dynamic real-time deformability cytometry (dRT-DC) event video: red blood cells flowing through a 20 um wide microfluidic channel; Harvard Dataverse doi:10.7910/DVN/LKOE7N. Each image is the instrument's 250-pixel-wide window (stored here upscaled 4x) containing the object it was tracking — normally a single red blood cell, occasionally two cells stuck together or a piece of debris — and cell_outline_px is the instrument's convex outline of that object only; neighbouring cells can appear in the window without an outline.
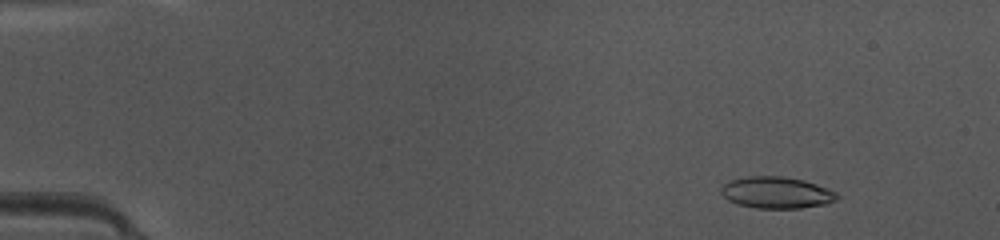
{"species": "common noctule bat (a hibernating species)", "species_latin": "Nyctalus noctula", "temperature_condition": "warm", "stored_images_in_passage": 48, "camera_frame_rate_fps": 3000, "um_per_image_px": 0.085, "animal": {"sex": "female", "body_mass_g": 10.0, "forearm_length_mm": 53.1}, "frame": {"image": 1, "passage_image": 6, "time_ms": 1.667, "image_size_px": [1000, 240], "cell_outline_px": [[840, 196], [836, 200], [824, 204], [800, 208], [756, 208], [736, 204], [728, 200], [720, 192], [720, 188], [728, 180], [748, 176], [780, 176], [804, 180], [828, 188], [836, 192]], "centroid_in_image_um": [65.98, 16.36], "position_along_channel_um": 19.0, "area_um2": 21.44}}
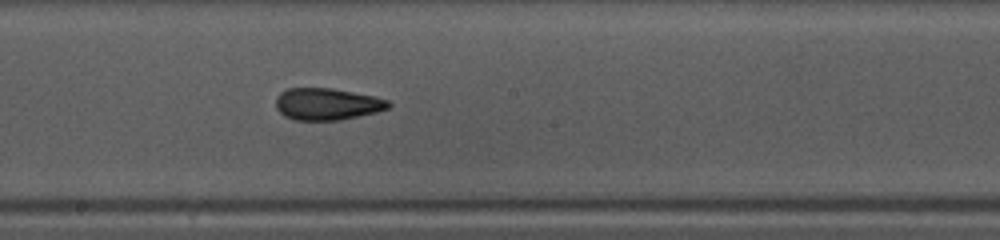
{"frame": {"image": 2, "passage_image": 27, "time_ms": 8.667, "image_size_px": [1000, 240], "cell_outline_px": [[392, 104], [388, 108], [376, 112], [340, 120], [296, 120], [284, 116], [276, 108], [276, 96], [280, 92], [288, 88], [332, 88], [376, 96], [388, 100]], "centroid_in_image_um": [27.8, 8.84], "position_along_channel_um": 220.4, "area_um2": 21.04}}
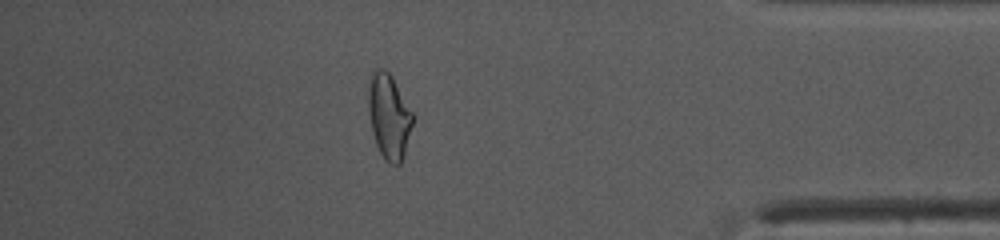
{"frame": {"image": 3, "passage_image": 42, "time_ms": 13.667, "image_size_px": [1000, 240], "cell_outline_px": [[416, 116], [404, 156], [400, 164], [392, 164], [384, 160], [376, 144], [372, 132], [368, 112], [368, 76], [376, 68], [384, 68], [392, 76]], "centroid_in_image_um": [33.08, 9.86], "position_along_channel_um": 402.1, "area_um2": 22.66}, "authors_computed_cell_mechanics": {"area_um2": 21.2704, "velocity_mm_per_s": 4.2515, "shape_relaxation_time_tau1_ms": 6.3448, "shape_relaxation_time_tau2_ms": 1.4603, "deformation_change_tau1": 0.1873, "deformation_change_tau2": 0.0781}}